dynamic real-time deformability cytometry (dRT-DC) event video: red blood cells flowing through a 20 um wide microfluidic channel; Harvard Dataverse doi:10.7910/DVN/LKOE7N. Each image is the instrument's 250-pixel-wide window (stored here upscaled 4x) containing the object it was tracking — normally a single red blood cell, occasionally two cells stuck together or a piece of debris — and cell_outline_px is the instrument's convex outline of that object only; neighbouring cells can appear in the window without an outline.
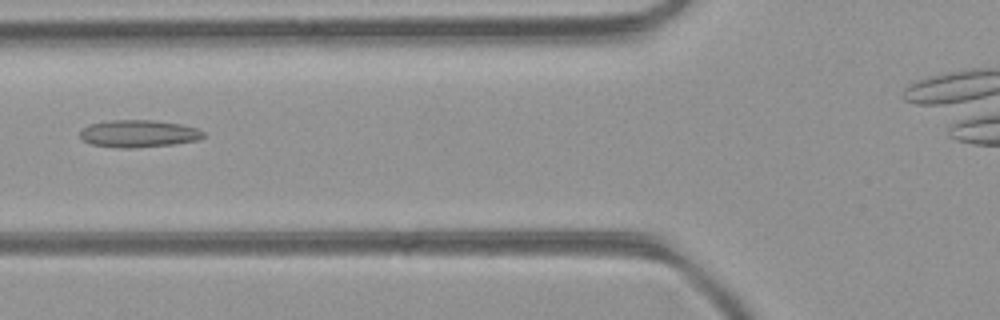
{"species": "common noctule bat (a hibernating species)", "species_latin": "Nyctalus noctula", "temperature_condition": "room temperature", "stored_images_in_passage": 7, "camera_frame_rate_fps": 3000, "um_per_image_px": 0.085, "animal": {"sex": "female", "body_mass_g": 21.9}, "frame": {"image": 1, "passage_image": 6, "time_ms": 1.667, "image_size_px": [1000, 320], "cell_outline_px": [[204, 136], [200, 140], [172, 144], [136, 148], [120, 148], [92, 144], [80, 140], [80, 132], [88, 124], [108, 120], [152, 120], [180, 124], [196, 128], [204, 132]], "centroid_in_image_um": [11.75, 11.36], "position_along_channel_um": 114.0, "area_um2": 19.71}}